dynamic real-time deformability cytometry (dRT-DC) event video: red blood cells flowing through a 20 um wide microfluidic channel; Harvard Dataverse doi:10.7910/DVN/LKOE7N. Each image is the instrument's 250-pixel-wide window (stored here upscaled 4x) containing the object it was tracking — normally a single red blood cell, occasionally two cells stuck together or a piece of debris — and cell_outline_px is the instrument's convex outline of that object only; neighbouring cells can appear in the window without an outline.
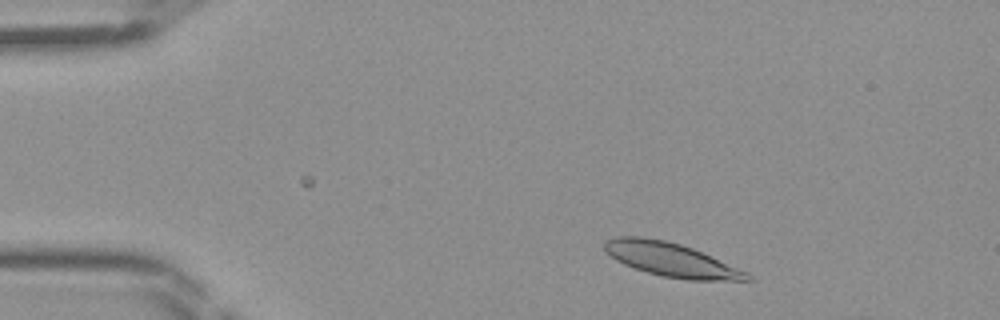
{"species": "Egyptian fruit bat (a non-hibernating species)", "species_latin": "Rousettus aegyptiacus", "temperature_condition": "room temperature", "stored_images_in_passage": 34, "camera_frame_rate_fps": 3000, "um_per_image_px": 0.085, "frame": {"image": 1, "passage_image": 4, "time_ms": 1.0, "image_size_px": [1000, 320], "cell_outline_px": [[752, 280], [688, 280], [664, 276], [648, 272], [624, 264], [616, 260], [604, 252], [604, 240], [616, 236], [644, 236], [664, 240], [680, 244], [692, 248], [748, 272], [752, 276]], "centroid_in_image_um": [57.0, 22.05], "position_along_channel_um": 28.0, "area_um2": 27.98}}
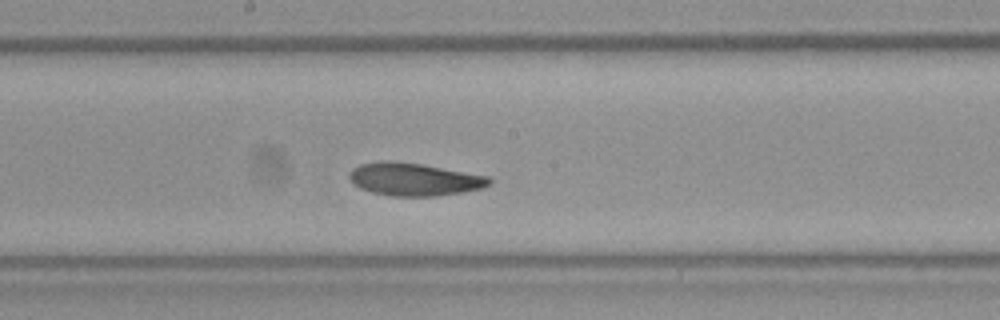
{"frame": {"image": 2, "passage_image": 21, "time_ms": 6.667, "image_size_px": [1000, 320], "cell_outline_px": [[492, 180], [484, 188], [464, 192], [436, 196], [388, 196], [372, 192], [360, 188], [352, 184], [348, 176], [352, 168], [360, 164], [380, 160], [392, 160], [424, 164], [488, 176]], "centroid_in_image_um": [35.17, 15.23], "position_along_channel_um": 213.0, "area_um2": 27.11}}
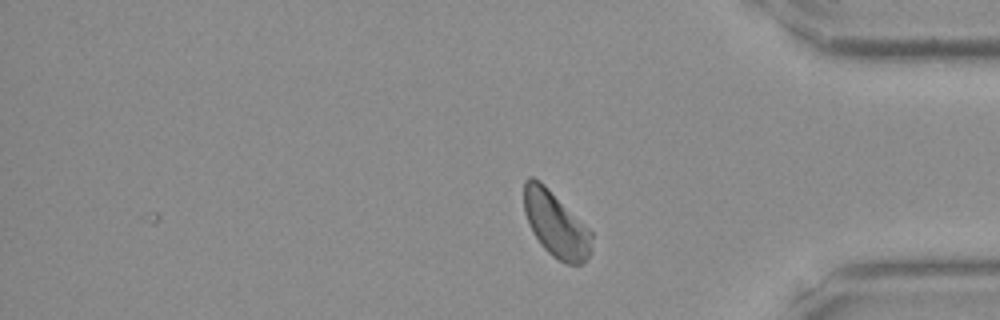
{"frame": {"image": 3, "passage_image": 34, "time_ms": 11.0, "image_size_px": [1000, 320], "cell_outline_px": [[592, 252], [584, 264], [564, 264], [552, 256], [540, 244], [532, 232], [528, 224], [524, 212], [524, 180], [528, 176], [532, 176], [540, 180], [592, 232]], "centroid_in_image_um": [47.23, 19.09], "position_along_channel_um": 388.0, "area_um2": 26.01}}